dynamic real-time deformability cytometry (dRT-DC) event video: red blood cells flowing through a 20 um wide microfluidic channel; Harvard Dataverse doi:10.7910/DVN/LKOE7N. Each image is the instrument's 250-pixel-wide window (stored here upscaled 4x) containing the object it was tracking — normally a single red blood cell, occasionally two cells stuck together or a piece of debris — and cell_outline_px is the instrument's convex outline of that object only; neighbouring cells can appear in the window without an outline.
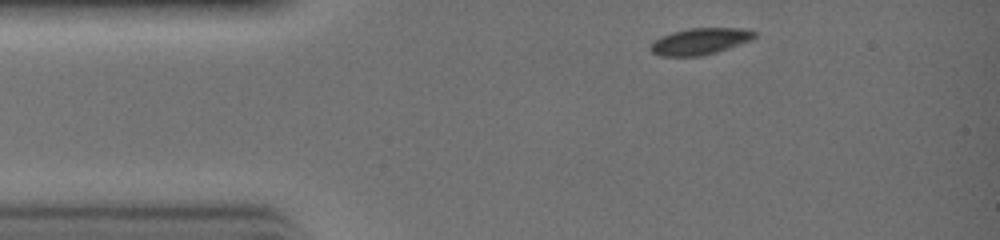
{"species": "common noctule bat (a hibernating species)", "species_latin": "Nyctalus noctula", "temperature_condition": "warm", "stored_images_in_passage": 25, "camera_frame_rate_fps": 3000, "um_per_image_px": 0.085, "animal": {"sex": "female", "body_mass_g": 19.0, "forearm_length_mm": 51.5}, "frame": {"image": 1, "passage_image": 1, "time_ms": 0.0, "image_size_px": [1000, 240], "cell_outline_px": [[756, 36], [752, 40], [716, 52], [700, 56], [660, 56], [652, 52], [652, 44], [656, 40], [672, 32], [688, 28], [748, 28], [756, 32]], "centroid_in_image_um": [59.57, 3.5], "position_along_channel_um": 25.4, "area_um2": 15.9}}
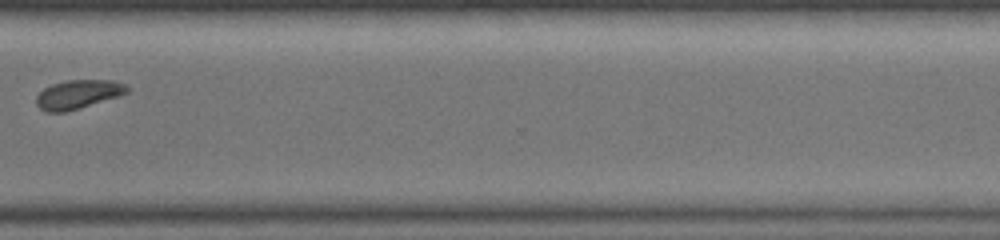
{"frame": {"image": 2, "passage_image": 20, "time_ms": 6.333, "image_size_px": [1000, 240], "cell_outline_px": [[128, 92], [120, 96], [64, 112], [48, 112], [40, 108], [36, 104], [36, 96], [44, 88], [52, 84], [64, 80], [112, 80], [124, 84], [128, 88]], "centroid_in_image_um": [6.62, 8.01], "position_along_channel_um": 364.0, "area_um2": 15.14}}
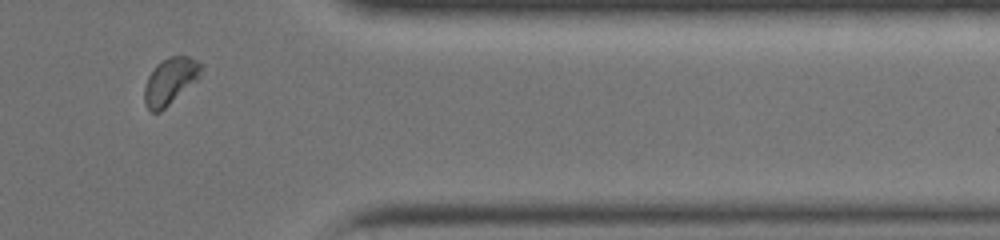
{"frame": {"image": 3, "passage_image": 22, "time_ms": 7.0, "image_size_px": [1000, 240], "cell_outline_px": [[200, 76], [196, 80], [160, 112], [152, 112], [148, 108], [144, 100], [144, 88], [148, 76], [156, 64], [168, 56], [188, 56], [196, 60], [200, 64]], "centroid_in_image_um": [14.42, 6.88], "position_along_channel_um": 397.0, "area_um2": 15.03}}